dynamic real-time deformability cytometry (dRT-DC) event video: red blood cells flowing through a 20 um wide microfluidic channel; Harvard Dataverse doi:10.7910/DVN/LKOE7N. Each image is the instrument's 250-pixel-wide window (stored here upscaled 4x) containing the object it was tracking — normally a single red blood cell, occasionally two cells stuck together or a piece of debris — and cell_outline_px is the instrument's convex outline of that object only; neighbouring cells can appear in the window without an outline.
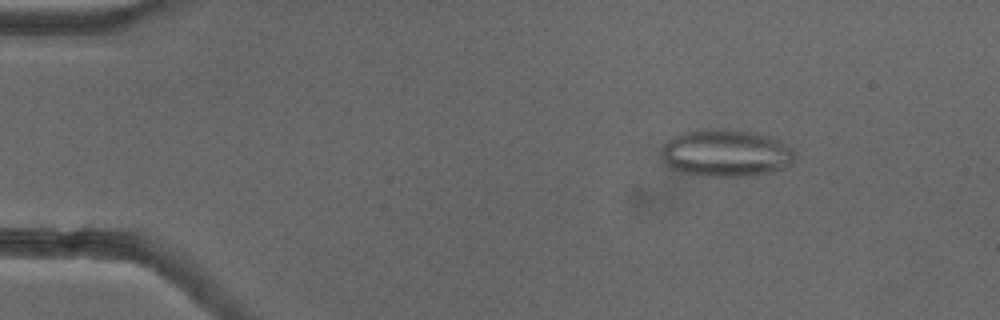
{"species": "common noctule bat (a hibernating species)", "species_latin": "Nyctalus noctula", "temperature_condition": "cold", "stored_images_in_passage": 52, "camera_frame_rate_fps": 3000, "um_per_image_px": 0.085, "animal": {"sex": "female"}, "frame": {"image": 1, "passage_image": 7, "time_ms": 2.0, "image_size_px": [1000, 320], "cell_outline_px": [[792, 164], [788, 168], [752, 176], [704, 176], [680, 172], [668, 168], [660, 152], [664, 144], [672, 136], [680, 132], [696, 128], [756, 132], [788, 144], [792, 148]], "centroid_in_image_um": [61.66, 13.02], "position_along_channel_um": 23.3, "area_um2": 37.11}}
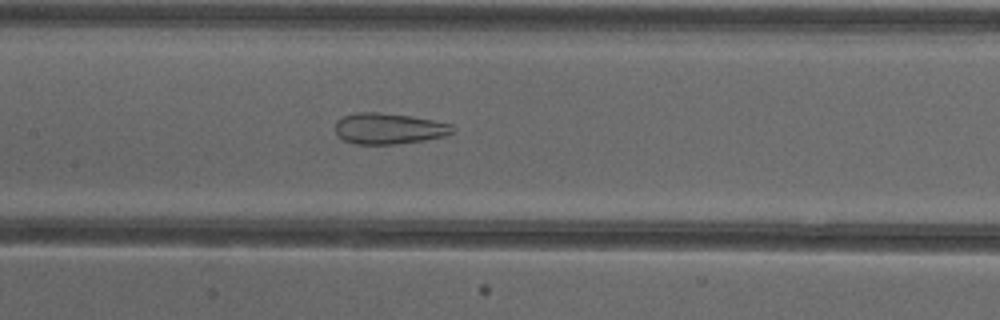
{"frame": {"image": 2, "passage_image": 25, "time_ms": 8.0, "image_size_px": [1000, 320], "cell_outline_px": [[456, 128], [452, 132], [444, 136], [424, 140], [392, 144], [352, 144], [344, 140], [336, 132], [336, 120], [344, 116], [356, 112], [380, 112], [412, 116], [452, 124]], "centroid_in_image_um": [33.05, 10.92], "position_along_channel_um": 174.4, "area_um2": 21.15}}
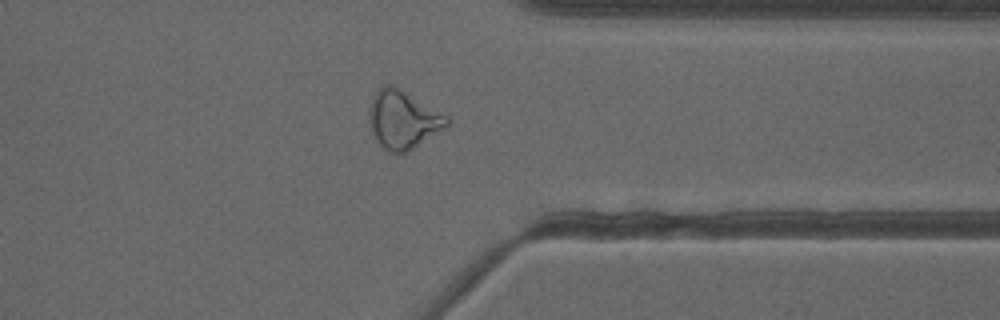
{"frame": {"image": 3, "passage_image": 41, "time_ms": 13.333, "image_size_px": [1000, 320], "cell_outline_px": [[448, 128], [412, 148], [404, 152], [388, 152], [380, 144], [372, 132], [368, 120], [368, 112], [372, 96], [384, 84], [392, 84], [448, 116]], "centroid_in_image_um": [34.24, 10.15], "position_along_channel_um": 377.2, "area_um2": 26.18}, "authors_computed_cell_mechanics": {"area_um2": 27.455, "velocity_mm_per_s": 3.8884, "shape_relaxation_time_tau1_ms": null, "shape_relaxation_time_tau2_ms": 2.1326, "deformation_change_tau1": null, "deformation_change_tau2": 0.1085}}